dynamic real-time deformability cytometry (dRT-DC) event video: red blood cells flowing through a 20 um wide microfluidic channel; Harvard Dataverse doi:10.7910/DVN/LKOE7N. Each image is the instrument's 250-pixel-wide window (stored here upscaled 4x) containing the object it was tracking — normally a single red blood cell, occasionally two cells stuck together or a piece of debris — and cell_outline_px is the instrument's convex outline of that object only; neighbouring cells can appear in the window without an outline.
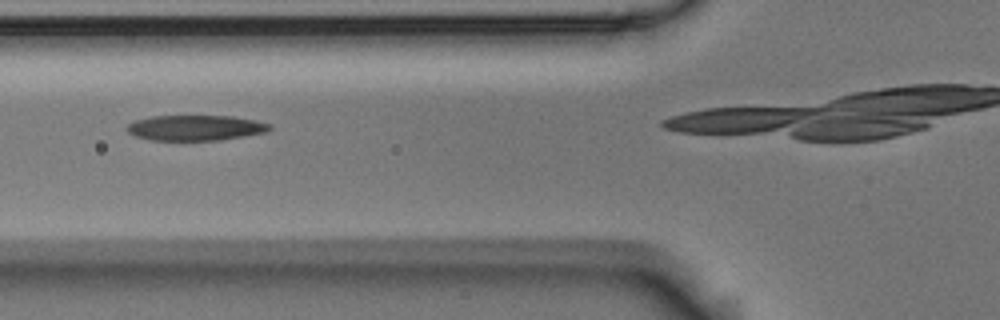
{"species": "Egyptian fruit bat (a non-hibernating species)", "species_latin": "Rousettus aegyptiacus", "temperature_condition": "room temperature", "stored_images_in_passage": 10, "camera_frame_rate_fps": 3000, "um_per_image_px": 0.085, "animal": {"sex": "male"}, "frame": {"image": 1, "passage_image": 4, "time_ms": 1.0, "image_size_px": [1000, 320], "cell_outline_px": [[272, 128], [268, 132], [220, 140], [148, 140], [136, 136], [128, 132], [124, 128], [128, 124], [136, 120], [152, 116], [232, 116], [256, 120], [272, 124]], "centroid_in_image_um": [16.64, 10.86], "position_along_channel_um": 109.2, "area_um2": 21.27}}